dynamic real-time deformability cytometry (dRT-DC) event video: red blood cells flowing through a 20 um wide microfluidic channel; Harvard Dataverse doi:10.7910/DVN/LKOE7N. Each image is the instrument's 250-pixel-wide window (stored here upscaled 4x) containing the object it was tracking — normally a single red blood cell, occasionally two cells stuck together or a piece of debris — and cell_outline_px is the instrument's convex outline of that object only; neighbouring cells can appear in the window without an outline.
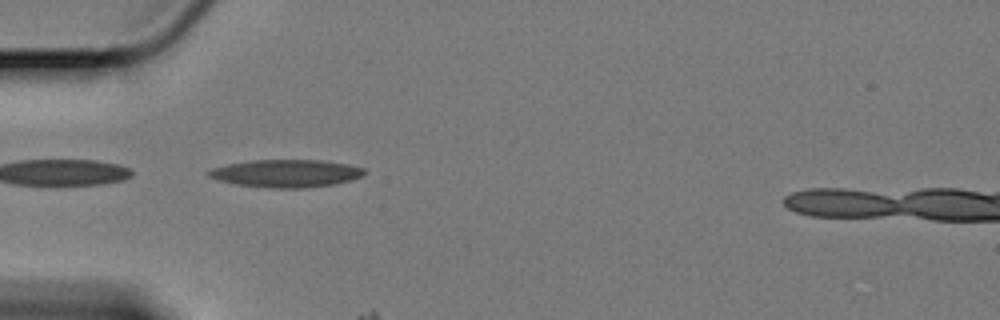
{"species": "Egyptian fruit bat (a non-hibernating species)", "species_latin": "Rousettus aegyptiacus", "temperature_condition": "cold", "stored_images_in_passage": 3, "camera_frame_rate_fps": 3000, "um_per_image_px": 0.085, "animal": {"sex": "female"}, "frame": {"image": 1, "passage_image": 1, "time_ms": 0.0, "image_size_px": [1000, 320], "cell_outline_px": [[368, 172], [352, 180], [336, 184], [304, 188], [268, 188], [236, 184], [220, 180], [208, 176], [204, 172], [212, 168], [228, 164], [252, 160], [324, 160], [348, 164], [364, 168]], "centroid_in_image_um": [24.34, 14.73], "position_along_channel_um": 60.7, "area_um2": 25.26}}